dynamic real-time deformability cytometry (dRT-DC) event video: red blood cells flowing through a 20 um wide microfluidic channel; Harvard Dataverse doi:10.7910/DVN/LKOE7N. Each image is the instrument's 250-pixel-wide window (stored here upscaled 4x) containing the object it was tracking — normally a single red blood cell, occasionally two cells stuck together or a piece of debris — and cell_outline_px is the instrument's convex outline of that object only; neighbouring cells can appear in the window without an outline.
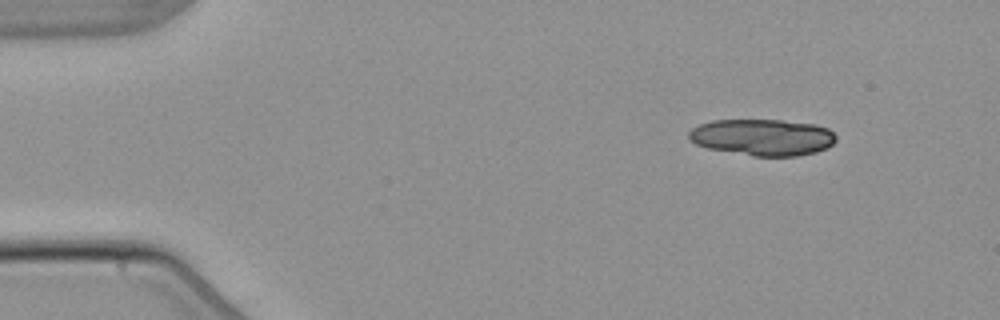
{"species": "common noctule bat (a hibernating species)", "species_latin": "Nyctalus noctula", "temperature_condition": "warm", "stored_images_in_passage": 5, "camera_frame_rate_fps": 3000, "um_per_image_px": 0.085, "animal": {"sex": "male", "body_mass_g": 21.5, "forearm_length_mm": 52.0}, "frame": {"image": 1, "passage_image": 1, "time_ms": 0.0, "image_size_px": [1000, 320], "cell_outline_px": [[836, 140], [828, 148], [816, 152], [796, 156], [752, 156], [708, 148], [696, 144], [688, 140], [688, 132], [692, 128], [700, 124], [712, 120], [780, 120], [816, 124], [828, 128], [836, 136]], "centroid_in_image_um": [64.82, 11.67], "position_along_channel_um": 20.2, "area_um2": 31.5}}